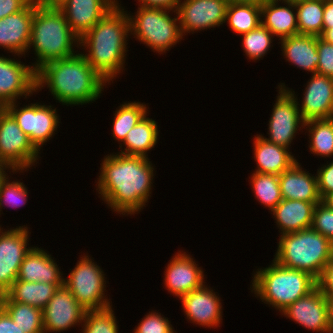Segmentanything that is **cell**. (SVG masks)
Masks as SVG:
<instances>
[{
  "mask_svg": "<svg viewBox=\"0 0 333 333\" xmlns=\"http://www.w3.org/2000/svg\"><path fill=\"white\" fill-rule=\"evenodd\" d=\"M100 167L96 190L113 211L134 215L145 207L154 178L148 157L112 153L104 157Z\"/></svg>",
  "mask_w": 333,
  "mask_h": 333,
  "instance_id": "6da1fadb",
  "label": "cell"
},
{
  "mask_svg": "<svg viewBox=\"0 0 333 333\" xmlns=\"http://www.w3.org/2000/svg\"><path fill=\"white\" fill-rule=\"evenodd\" d=\"M106 83L87 63L82 52L50 61L36 71V90L46 85L51 95L67 106L97 100Z\"/></svg>",
  "mask_w": 333,
  "mask_h": 333,
  "instance_id": "7a4b0ae2",
  "label": "cell"
},
{
  "mask_svg": "<svg viewBox=\"0 0 333 333\" xmlns=\"http://www.w3.org/2000/svg\"><path fill=\"white\" fill-rule=\"evenodd\" d=\"M130 34L129 14L118 3L80 38L79 46L89 52L83 57L108 83L124 70Z\"/></svg>",
  "mask_w": 333,
  "mask_h": 333,
  "instance_id": "3957f363",
  "label": "cell"
},
{
  "mask_svg": "<svg viewBox=\"0 0 333 333\" xmlns=\"http://www.w3.org/2000/svg\"><path fill=\"white\" fill-rule=\"evenodd\" d=\"M80 38L71 30L62 11L56 7H44L34 0V16L31 24L29 48L37 56L32 68L37 71L50 61L75 55L74 44ZM32 46V47H31Z\"/></svg>",
  "mask_w": 333,
  "mask_h": 333,
  "instance_id": "277c9868",
  "label": "cell"
},
{
  "mask_svg": "<svg viewBox=\"0 0 333 333\" xmlns=\"http://www.w3.org/2000/svg\"><path fill=\"white\" fill-rule=\"evenodd\" d=\"M253 276L251 291L264 304L274 307L280 313L317 287L312 275L281 266L274 260L269 267L258 269Z\"/></svg>",
  "mask_w": 333,
  "mask_h": 333,
  "instance_id": "5b68a950",
  "label": "cell"
},
{
  "mask_svg": "<svg viewBox=\"0 0 333 333\" xmlns=\"http://www.w3.org/2000/svg\"><path fill=\"white\" fill-rule=\"evenodd\" d=\"M274 261L312 275L316 280L333 259V243L312 228L280 235Z\"/></svg>",
  "mask_w": 333,
  "mask_h": 333,
  "instance_id": "8992f818",
  "label": "cell"
},
{
  "mask_svg": "<svg viewBox=\"0 0 333 333\" xmlns=\"http://www.w3.org/2000/svg\"><path fill=\"white\" fill-rule=\"evenodd\" d=\"M172 10L138 7L135 17L129 14L130 32L147 47L163 54L183 38L178 15L172 18Z\"/></svg>",
  "mask_w": 333,
  "mask_h": 333,
  "instance_id": "52a82bcc",
  "label": "cell"
},
{
  "mask_svg": "<svg viewBox=\"0 0 333 333\" xmlns=\"http://www.w3.org/2000/svg\"><path fill=\"white\" fill-rule=\"evenodd\" d=\"M104 275L102 268L91 257L84 255L71 270L68 279H64V284L86 311L104 309L112 306L104 293Z\"/></svg>",
  "mask_w": 333,
  "mask_h": 333,
  "instance_id": "ba28073f",
  "label": "cell"
},
{
  "mask_svg": "<svg viewBox=\"0 0 333 333\" xmlns=\"http://www.w3.org/2000/svg\"><path fill=\"white\" fill-rule=\"evenodd\" d=\"M40 152L5 110L0 116V163L15 173L27 170L37 162Z\"/></svg>",
  "mask_w": 333,
  "mask_h": 333,
  "instance_id": "9c48e42d",
  "label": "cell"
},
{
  "mask_svg": "<svg viewBox=\"0 0 333 333\" xmlns=\"http://www.w3.org/2000/svg\"><path fill=\"white\" fill-rule=\"evenodd\" d=\"M278 96L273 105L272 115L269 119V138L261 136L268 142L289 148V145L295 138L298 128H304V120L300 114L295 91L292 92L284 83L278 85ZM299 105V106H298ZM299 125L301 127H299Z\"/></svg>",
  "mask_w": 333,
  "mask_h": 333,
  "instance_id": "30bf717a",
  "label": "cell"
},
{
  "mask_svg": "<svg viewBox=\"0 0 333 333\" xmlns=\"http://www.w3.org/2000/svg\"><path fill=\"white\" fill-rule=\"evenodd\" d=\"M18 107L16 102L6 105V111L14 118L17 125L29 137L34 147L40 151V148L45 145L54 136L59 124V116L56 108L41 105L38 102L28 104L24 107Z\"/></svg>",
  "mask_w": 333,
  "mask_h": 333,
  "instance_id": "8fae6325",
  "label": "cell"
},
{
  "mask_svg": "<svg viewBox=\"0 0 333 333\" xmlns=\"http://www.w3.org/2000/svg\"><path fill=\"white\" fill-rule=\"evenodd\" d=\"M24 226V227H23ZM6 231L0 226V294L17 279L20 265L32 247L27 248L29 230L23 225Z\"/></svg>",
  "mask_w": 333,
  "mask_h": 333,
  "instance_id": "7c38bea8",
  "label": "cell"
},
{
  "mask_svg": "<svg viewBox=\"0 0 333 333\" xmlns=\"http://www.w3.org/2000/svg\"><path fill=\"white\" fill-rule=\"evenodd\" d=\"M299 325L320 333H331L332 303L316 287L282 312Z\"/></svg>",
  "mask_w": 333,
  "mask_h": 333,
  "instance_id": "4fadbf2b",
  "label": "cell"
},
{
  "mask_svg": "<svg viewBox=\"0 0 333 333\" xmlns=\"http://www.w3.org/2000/svg\"><path fill=\"white\" fill-rule=\"evenodd\" d=\"M228 5L226 0H181L175 14L182 34L222 25Z\"/></svg>",
  "mask_w": 333,
  "mask_h": 333,
  "instance_id": "5bb4252c",
  "label": "cell"
},
{
  "mask_svg": "<svg viewBox=\"0 0 333 333\" xmlns=\"http://www.w3.org/2000/svg\"><path fill=\"white\" fill-rule=\"evenodd\" d=\"M85 312L72 292L62 284L42 309L44 333L63 332L76 325H82Z\"/></svg>",
  "mask_w": 333,
  "mask_h": 333,
  "instance_id": "9a60e30c",
  "label": "cell"
},
{
  "mask_svg": "<svg viewBox=\"0 0 333 333\" xmlns=\"http://www.w3.org/2000/svg\"><path fill=\"white\" fill-rule=\"evenodd\" d=\"M34 92H37L36 71L32 66L0 56V101L7 105Z\"/></svg>",
  "mask_w": 333,
  "mask_h": 333,
  "instance_id": "2e32d148",
  "label": "cell"
},
{
  "mask_svg": "<svg viewBox=\"0 0 333 333\" xmlns=\"http://www.w3.org/2000/svg\"><path fill=\"white\" fill-rule=\"evenodd\" d=\"M299 108L304 122L333 117V78L314 73L307 83Z\"/></svg>",
  "mask_w": 333,
  "mask_h": 333,
  "instance_id": "e0dca14e",
  "label": "cell"
},
{
  "mask_svg": "<svg viewBox=\"0 0 333 333\" xmlns=\"http://www.w3.org/2000/svg\"><path fill=\"white\" fill-rule=\"evenodd\" d=\"M117 4V0H66L59 9L71 30L81 38Z\"/></svg>",
  "mask_w": 333,
  "mask_h": 333,
  "instance_id": "ac0fdd59",
  "label": "cell"
},
{
  "mask_svg": "<svg viewBox=\"0 0 333 333\" xmlns=\"http://www.w3.org/2000/svg\"><path fill=\"white\" fill-rule=\"evenodd\" d=\"M191 255L179 251L167 265L164 285L168 292L181 298L204 285V274Z\"/></svg>",
  "mask_w": 333,
  "mask_h": 333,
  "instance_id": "d6986e66",
  "label": "cell"
},
{
  "mask_svg": "<svg viewBox=\"0 0 333 333\" xmlns=\"http://www.w3.org/2000/svg\"><path fill=\"white\" fill-rule=\"evenodd\" d=\"M186 318L191 323L206 327H219L222 320L221 300L207 285L187 293L180 298Z\"/></svg>",
  "mask_w": 333,
  "mask_h": 333,
  "instance_id": "ffe728a7",
  "label": "cell"
},
{
  "mask_svg": "<svg viewBox=\"0 0 333 333\" xmlns=\"http://www.w3.org/2000/svg\"><path fill=\"white\" fill-rule=\"evenodd\" d=\"M33 16L34 0H31L21 11L0 19V47L18 56L25 55L30 50Z\"/></svg>",
  "mask_w": 333,
  "mask_h": 333,
  "instance_id": "44dd1931",
  "label": "cell"
},
{
  "mask_svg": "<svg viewBox=\"0 0 333 333\" xmlns=\"http://www.w3.org/2000/svg\"><path fill=\"white\" fill-rule=\"evenodd\" d=\"M299 162L282 172L279 177L283 199L312 202L315 205L322 201L318 191L317 175L302 170Z\"/></svg>",
  "mask_w": 333,
  "mask_h": 333,
  "instance_id": "7402d4cb",
  "label": "cell"
},
{
  "mask_svg": "<svg viewBox=\"0 0 333 333\" xmlns=\"http://www.w3.org/2000/svg\"><path fill=\"white\" fill-rule=\"evenodd\" d=\"M58 265L46 251L32 247L26 254L16 280L25 282L64 283Z\"/></svg>",
  "mask_w": 333,
  "mask_h": 333,
  "instance_id": "603a6c76",
  "label": "cell"
},
{
  "mask_svg": "<svg viewBox=\"0 0 333 333\" xmlns=\"http://www.w3.org/2000/svg\"><path fill=\"white\" fill-rule=\"evenodd\" d=\"M287 6H280L278 2ZM295 3L285 0H266L261 4V24L279 39L298 34ZM263 18V19H262ZM264 20V21H263Z\"/></svg>",
  "mask_w": 333,
  "mask_h": 333,
  "instance_id": "cb8c5ba5",
  "label": "cell"
},
{
  "mask_svg": "<svg viewBox=\"0 0 333 333\" xmlns=\"http://www.w3.org/2000/svg\"><path fill=\"white\" fill-rule=\"evenodd\" d=\"M314 207L312 202L282 199L271 213L284 235L311 228Z\"/></svg>",
  "mask_w": 333,
  "mask_h": 333,
  "instance_id": "d4e9b609",
  "label": "cell"
},
{
  "mask_svg": "<svg viewBox=\"0 0 333 333\" xmlns=\"http://www.w3.org/2000/svg\"><path fill=\"white\" fill-rule=\"evenodd\" d=\"M254 138L253 155L257 164L254 172L279 176L298 161L291 155L289 149L268 142L261 135H256Z\"/></svg>",
  "mask_w": 333,
  "mask_h": 333,
  "instance_id": "484cf974",
  "label": "cell"
},
{
  "mask_svg": "<svg viewBox=\"0 0 333 333\" xmlns=\"http://www.w3.org/2000/svg\"><path fill=\"white\" fill-rule=\"evenodd\" d=\"M281 40L284 58L303 70L317 73L319 55L317 53V36L296 34Z\"/></svg>",
  "mask_w": 333,
  "mask_h": 333,
  "instance_id": "4316f807",
  "label": "cell"
},
{
  "mask_svg": "<svg viewBox=\"0 0 333 333\" xmlns=\"http://www.w3.org/2000/svg\"><path fill=\"white\" fill-rule=\"evenodd\" d=\"M157 123L152 118L147 117V114L127 133L123 141L124 150L120 143V154L128 156H141L147 158V151L155 147L158 142Z\"/></svg>",
  "mask_w": 333,
  "mask_h": 333,
  "instance_id": "83f0119b",
  "label": "cell"
},
{
  "mask_svg": "<svg viewBox=\"0 0 333 333\" xmlns=\"http://www.w3.org/2000/svg\"><path fill=\"white\" fill-rule=\"evenodd\" d=\"M64 283L25 282L15 280L4 295L13 302L25 303L43 309Z\"/></svg>",
  "mask_w": 333,
  "mask_h": 333,
  "instance_id": "f1b7e54d",
  "label": "cell"
},
{
  "mask_svg": "<svg viewBox=\"0 0 333 333\" xmlns=\"http://www.w3.org/2000/svg\"><path fill=\"white\" fill-rule=\"evenodd\" d=\"M1 300L2 308L24 333H44L42 309L10 301L4 294Z\"/></svg>",
  "mask_w": 333,
  "mask_h": 333,
  "instance_id": "f546056e",
  "label": "cell"
},
{
  "mask_svg": "<svg viewBox=\"0 0 333 333\" xmlns=\"http://www.w3.org/2000/svg\"><path fill=\"white\" fill-rule=\"evenodd\" d=\"M298 34H323L324 0H301L295 2Z\"/></svg>",
  "mask_w": 333,
  "mask_h": 333,
  "instance_id": "4dcf8cb0",
  "label": "cell"
},
{
  "mask_svg": "<svg viewBox=\"0 0 333 333\" xmlns=\"http://www.w3.org/2000/svg\"><path fill=\"white\" fill-rule=\"evenodd\" d=\"M307 126V127H306ZM310 136L308 146L312 154L321 157L333 156V117L305 122Z\"/></svg>",
  "mask_w": 333,
  "mask_h": 333,
  "instance_id": "1f68e13d",
  "label": "cell"
},
{
  "mask_svg": "<svg viewBox=\"0 0 333 333\" xmlns=\"http://www.w3.org/2000/svg\"><path fill=\"white\" fill-rule=\"evenodd\" d=\"M226 21L237 34L250 32L261 24V5L229 4L225 16Z\"/></svg>",
  "mask_w": 333,
  "mask_h": 333,
  "instance_id": "d6a6232c",
  "label": "cell"
},
{
  "mask_svg": "<svg viewBox=\"0 0 333 333\" xmlns=\"http://www.w3.org/2000/svg\"><path fill=\"white\" fill-rule=\"evenodd\" d=\"M147 111L146 104L136 101L120 105L113 118V137L118 142H123L130 129L148 113Z\"/></svg>",
  "mask_w": 333,
  "mask_h": 333,
  "instance_id": "836d02e7",
  "label": "cell"
},
{
  "mask_svg": "<svg viewBox=\"0 0 333 333\" xmlns=\"http://www.w3.org/2000/svg\"><path fill=\"white\" fill-rule=\"evenodd\" d=\"M251 185L255 198L270 211L283 199L277 175L254 172L251 177Z\"/></svg>",
  "mask_w": 333,
  "mask_h": 333,
  "instance_id": "e575fe53",
  "label": "cell"
},
{
  "mask_svg": "<svg viewBox=\"0 0 333 333\" xmlns=\"http://www.w3.org/2000/svg\"><path fill=\"white\" fill-rule=\"evenodd\" d=\"M112 306L85 312L82 333H119Z\"/></svg>",
  "mask_w": 333,
  "mask_h": 333,
  "instance_id": "d590c367",
  "label": "cell"
},
{
  "mask_svg": "<svg viewBox=\"0 0 333 333\" xmlns=\"http://www.w3.org/2000/svg\"><path fill=\"white\" fill-rule=\"evenodd\" d=\"M242 35L243 50L245 55L252 60H258L264 57L271 47L270 44L273 42L272 39L274 38V35L262 24Z\"/></svg>",
  "mask_w": 333,
  "mask_h": 333,
  "instance_id": "8d00e7d4",
  "label": "cell"
},
{
  "mask_svg": "<svg viewBox=\"0 0 333 333\" xmlns=\"http://www.w3.org/2000/svg\"><path fill=\"white\" fill-rule=\"evenodd\" d=\"M8 178L9 176L5 175L0 184V212L4 204L19 208L27 202L28 191L25 184L17 180L9 182Z\"/></svg>",
  "mask_w": 333,
  "mask_h": 333,
  "instance_id": "74e56055",
  "label": "cell"
},
{
  "mask_svg": "<svg viewBox=\"0 0 333 333\" xmlns=\"http://www.w3.org/2000/svg\"><path fill=\"white\" fill-rule=\"evenodd\" d=\"M311 228L333 243V209L323 201L314 207Z\"/></svg>",
  "mask_w": 333,
  "mask_h": 333,
  "instance_id": "f35d334b",
  "label": "cell"
},
{
  "mask_svg": "<svg viewBox=\"0 0 333 333\" xmlns=\"http://www.w3.org/2000/svg\"><path fill=\"white\" fill-rule=\"evenodd\" d=\"M148 314V315H147ZM145 318L139 322L134 333H175L173 326L168 318L161 316L158 312H149Z\"/></svg>",
  "mask_w": 333,
  "mask_h": 333,
  "instance_id": "ab89813d",
  "label": "cell"
},
{
  "mask_svg": "<svg viewBox=\"0 0 333 333\" xmlns=\"http://www.w3.org/2000/svg\"><path fill=\"white\" fill-rule=\"evenodd\" d=\"M317 53L320 58L317 73L333 78V44L317 36Z\"/></svg>",
  "mask_w": 333,
  "mask_h": 333,
  "instance_id": "60d3db41",
  "label": "cell"
},
{
  "mask_svg": "<svg viewBox=\"0 0 333 333\" xmlns=\"http://www.w3.org/2000/svg\"><path fill=\"white\" fill-rule=\"evenodd\" d=\"M318 191L323 200L333 192V161L327 163L317 171Z\"/></svg>",
  "mask_w": 333,
  "mask_h": 333,
  "instance_id": "b9f144b4",
  "label": "cell"
},
{
  "mask_svg": "<svg viewBox=\"0 0 333 333\" xmlns=\"http://www.w3.org/2000/svg\"><path fill=\"white\" fill-rule=\"evenodd\" d=\"M316 282L317 288L333 304V259L324 267Z\"/></svg>",
  "mask_w": 333,
  "mask_h": 333,
  "instance_id": "7bdbcfd3",
  "label": "cell"
},
{
  "mask_svg": "<svg viewBox=\"0 0 333 333\" xmlns=\"http://www.w3.org/2000/svg\"><path fill=\"white\" fill-rule=\"evenodd\" d=\"M31 0H0V19L21 11Z\"/></svg>",
  "mask_w": 333,
  "mask_h": 333,
  "instance_id": "ee69618b",
  "label": "cell"
},
{
  "mask_svg": "<svg viewBox=\"0 0 333 333\" xmlns=\"http://www.w3.org/2000/svg\"><path fill=\"white\" fill-rule=\"evenodd\" d=\"M181 0H138L140 7L162 8L175 12Z\"/></svg>",
  "mask_w": 333,
  "mask_h": 333,
  "instance_id": "f6af8a7d",
  "label": "cell"
},
{
  "mask_svg": "<svg viewBox=\"0 0 333 333\" xmlns=\"http://www.w3.org/2000/svg\"><path fill=\"white\" fill-rule=\"evenodd\" d=\"M0 333H24L4 309L0 311Z\"/></svg>",
  "mask_w": 333,
  "mask_h": 333,
  "instance_id": "bcb514c9",
  "label": "cell"
},
{
  "mask_svg": "<svg viewBox=\"0 0 333 333\" xmlns=\"http://www.w3.org/2000/svg\"><path fill=\"white\" fill-rule=\"evenodd\" d=\"M333 28V0H324L323 33Z\"/></svg>",
  "mask_w": 333,
  "mask_h": 333,
  "instance_id": "7dc6e473",
  "label": "cell"
},
{
  "mask_svg": "<svg viewBox=\"0 0 333 333\" xmlns=\"http://www.w3.org/2000/svg\"><path fill=\"white\" fill-rule=\"evenodd\" d=\"M66 0H36V3L44 7L59 8Z\"/></svg>",
  "mask_w": 333,
  "mask_h": 333,
  "instance_id": "c3c4849f",
  "label": "cell"
},
{
  "mask_svg": "<svg viewBox=\"0 0 333 333\" xmlns=\"http://www.w3.org/2000/svg\"><path fill=\"white\" fill-rule=\"evenodd\" d=\"M229 4H255L261 5L266 0H226Z\"/></svg>",
  "mask_w": 333,
  "mask_h": 333,
  "instance_id": "681fc988",
  "label": "cell"
},
{
  "mask_svg": "<svg viewBox=\"0 0 333 333\" xmlns=\"http://www.w3.org/2000/svg\"><path fill=\"white\" fill-rule=\"evenodd\" d=\"M320 37L326 42L333 44V28L327 29Z\"/></svg>",
  "mask_w": 333,
  "mask_h": 333,
  "instance_id": "f907efd6",
  "label": "cell"
},
{
  "mask_svg": "<svg viewBox=\"0 0 333 333\" xmlns=\"http://www.w3.org/2000/svg\"><path fill=\"white\" fill-rule=\"evenodd\" d=\"M322 201L333 209V192L328 194Z\"/></svg>",
  "mask_w": 333,
  "mask_h": 333,
  "instance_id": "816d5d0a",
  "label": "cell"
},
{
  "mask_svg": "<svg viewBox=\"0 0 333 333\" xmlns=\"http://www.w3.org/2000/svg\"><path fill=\"white\" fill-rule=\"evenodd\" d=\"M6 169L11 170L10 168H0V184H1L3 177L7 174L6 171H4Z\"/></svg>",
  "mask_w": 333,
  "mask_h": 333,
  "instance_id": "f5cc1de1",
  "label": "cell"
},
{
  "mask_svg": "<svg viewBox=\"0 0 333 333\" xmlns=\"http://www.w3.org/2000/svg\"><path fill=\"white\" fill-rule=\"evenodd\" d=\"M6 105L0 101V116L5 112Z\"/></svg>",
  "mask_w": 333,
  "mask_h": 333,
  "instance_id": "db71d44e",
  "label": "cell"
},
{
  "mask_svg": "<svg viewBox=\"0 0 333 333\" xmlns=\"http://www.w3.org/2000/svg\"><path fill=\"white\" fill-rule=\"evenodd\" d=\"M331 333H333V304H332V315H331Z\"/></svg>",
  "mask_w": 333,
  "mask_h": 333,
  "instance_id": "11a10c76",
  "label": "cell"
},
{
  "mask_svg": "<svg viewBox=\"0 0 333 333\" xmlns=\"http://www.w3.org/2000/svg\"><path fill=\"white\" fill-rule=\"evenodd\" d=\"M285 1L295 3V2H298V1H301V0H285Z\"/></svg>",
  "mask_w": 333,
  "mask_h": 333,
  "instance_id": "9f6ffc18",
  "label": "cell"
},
{
  "mask_svg": "<svg viewBox=\"0 0 333 333\" xmlns=\"http://www.w3.org/2000/svg\"><path fill=\"white\" fill-rule=\"evenodd\" d=\"M2 300H1V294H0V311L2 310Z\"/></svg>",
  "mask_w": 333,
  "mask_h": 333,
  "instance_id": "6f0895ef",
  "label": "cell"
},
{
  "mask_svg": "<svg viewBox=\"0 0 333 333\" xmlns=\"http://www.w3.org/2000/svg\"><path fill=\"white\" fill-rule=\"evenodd\" d=\"M0 168H9V167H6L0 163Z\"/></svg>",
  "mask_w": 333,
  "mask_h": 333,
  "instance_id": "680465c9",
  "label": "cell"
}]
</instances>
